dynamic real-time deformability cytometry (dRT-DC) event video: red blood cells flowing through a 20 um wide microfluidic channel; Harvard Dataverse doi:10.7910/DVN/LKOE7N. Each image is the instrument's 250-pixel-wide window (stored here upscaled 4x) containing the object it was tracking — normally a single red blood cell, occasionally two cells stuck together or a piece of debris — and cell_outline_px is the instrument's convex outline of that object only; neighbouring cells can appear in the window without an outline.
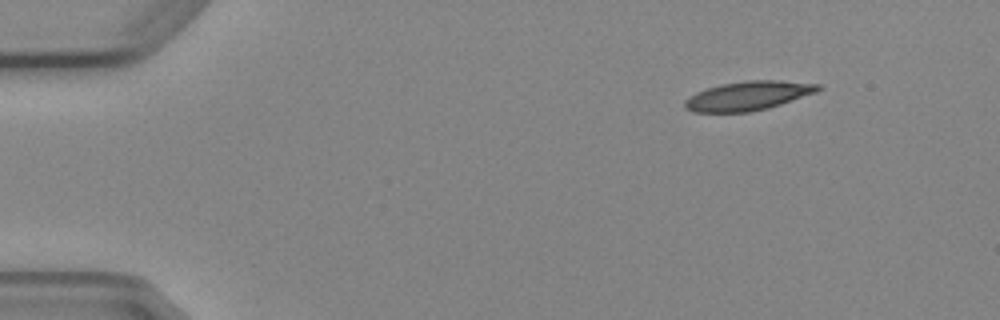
{"species": "Egyptian fruit bat (a non-hibernating species)", "species_latin": "Rousettus aegyptiacus", "temperature_condition": "cold", "stored_images_in_passage": 5, "camera_frame_rate_fps": 3000, "um_per_image_px": 0.085, "animal": {"sex": "female"}, "frame": {"image": 1, "passage_image": 1, "time_ms": 0.0, "image_size_px": [1000, 320], "cell_outline_px": [[824, 88], [816, 92], [768, 108], [748, 112], [692, 112], [684, 108], [684, 100], [688, 96], [696, 92], [720, 84], [748, 80], [780, 80], [820, 84]], "centroid_in_image_um": [63.57, 8.14], "position_along_channel_um": 21.4, "area_um2": 22.66}}
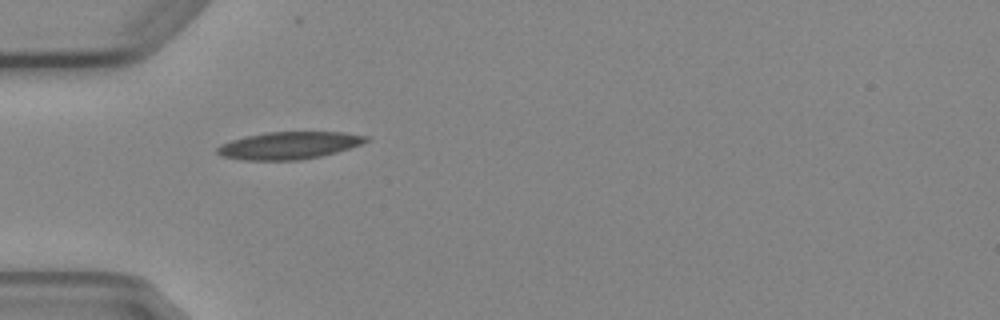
{"frame": {"image": 2, "passage_image": 4, "time_ms": 3.333, "image_size_px": [1000, 320], "cell_outline_px": [[372, 140], [336, 152], [320, 156], [300, 160], [240, 160], [224, 156], [216, 152], [216, 148], [220, 144], [244, 136], [268, 132], [344, 132], [368, 136]], "centroid_in_image_um": [24.56, 12.36], "position_along_channel_um": 60.4, "area_um2": 23.7}}
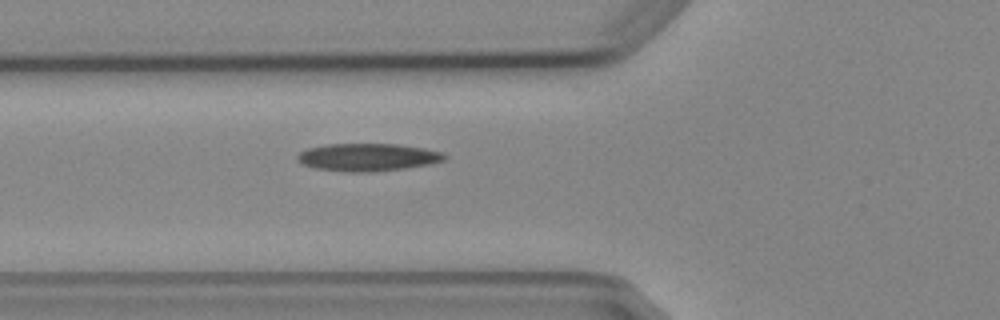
{"frame": {"image": 3, "passage_image": 5, "time_ms": 4.333, "image_size_px": [1000, 320], "cell_outline_px": [[448, 156], [444, 160], [428, 164], [404, 168], [372, 172], [344, 172], [316, 168], [304, 164], [296, 160], [296, 156], [300, 152], [308, 148], [328, 144], [400, 144], [424, 148], [444, 152]], "centroid_in_image_um": [31.27, 13.36], "position_along_channel_um": 94.5, "area_um2": 23.76}}